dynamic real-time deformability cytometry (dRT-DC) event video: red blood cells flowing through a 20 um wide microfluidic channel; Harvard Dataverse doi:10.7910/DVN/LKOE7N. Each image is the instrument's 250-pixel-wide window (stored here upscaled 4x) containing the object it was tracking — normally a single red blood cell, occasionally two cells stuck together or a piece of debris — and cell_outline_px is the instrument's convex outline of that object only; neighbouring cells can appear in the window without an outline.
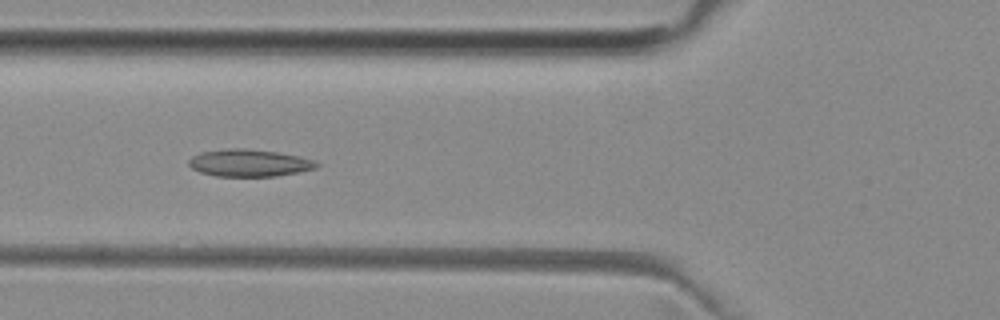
{"species": "common noctule bat (a hibernating species)", "species_latin": "Nyctalus noctula", "temperature_condition": "room temperature", "stored_images_in_passage": 52, "camera_frame_rate_fps": 3000, "um_per_image_px": 0.085, "animal": {"sex": "female", "body_mass_g": 29.2, "forearm_length_mm": 56.3}, "frame": {"image": 1, "passage_image": 19, "time_ms": 6.0, "image_size_px": [1000, 320], "cell_outline_px": [[320, 164], [316, 168], [276, 176], [216, 176], [200, 172], [192, 168], [188, 164], [188, 160], [192, 156], [200, 152], [228, 148], [244, 148], [276, 152], [300, 156], [316, 160]], "centroid_in_image_um": [21.18, 13.84], "position_along_channel_um": 104.6, "area_um2": 20.29}}
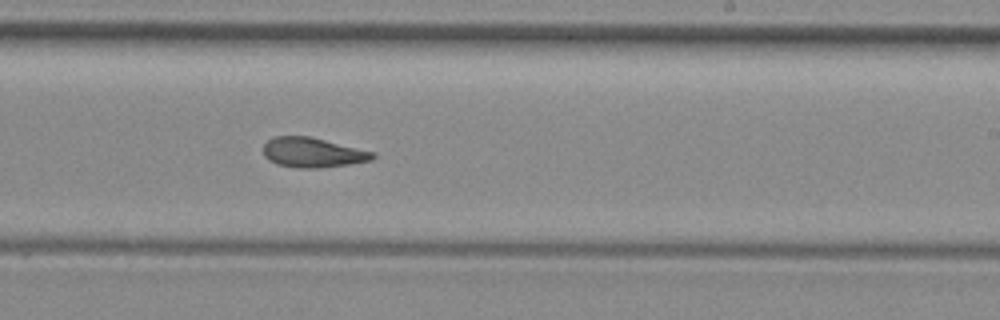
{"frame": {"image": 2, "passage_image": 31, "time_ms": 10.0, "image_size_px": [1000, 320], "cell_outline_px": [[376, 156], [372, 160], [348, 164], [320, 168], [296, 168], [276, 164], [268, 160], [264, 156], [264, 144], [268, 140], [276, 136], [308, 136], [376, 152]], "centroid_in_image_um": [26.58, 12.97], "position_along_channel_um": 262.4, "area_um2": 19.02}}
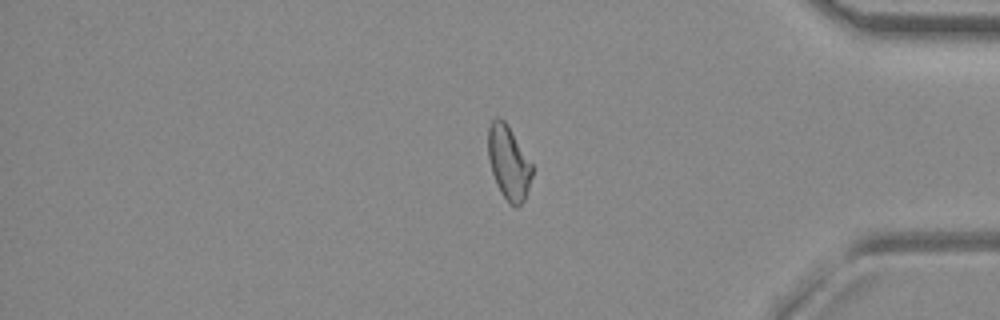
{"frame": {"image": 3, "passage_image": 43, "time_ms": 14.0, "image_size_px": [1000, 320], "cell_outline_px": [[532, 176], [524, 200], [516, 208], [508, 204], [500, 192], [496, 184], [492, 172], [488, 156], [488, 128], [492, 120], [496, 116], [500, 116], [508, 124], [532, 164]], "centroid_in_image_um": [43.22, 13.81], "position_along_channel_um": 392.0, "area_um2": 19.07}, "authors_computed_cell_mechanics": {"area_um2": 19.5364, "velocity_mm_per_s": 3.9479, "shape_relaxation_time_tau1_ms": null, "shape_relaxation_time_tau2_ms": 2.6709, "deformation_change_tau1": null, "deformation_change_tau2": 0.0981}}